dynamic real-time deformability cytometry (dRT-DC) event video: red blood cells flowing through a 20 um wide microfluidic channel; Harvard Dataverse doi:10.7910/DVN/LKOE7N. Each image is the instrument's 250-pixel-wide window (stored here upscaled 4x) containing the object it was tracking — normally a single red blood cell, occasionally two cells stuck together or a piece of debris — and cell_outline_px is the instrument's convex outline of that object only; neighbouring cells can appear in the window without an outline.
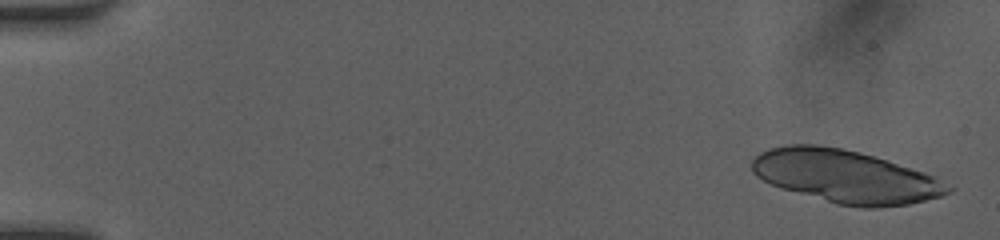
{"species": "human", "species_latin": "Homo sapiens", "temperature_condition": "room temperature", "stored_images_in_passage": 17, "camera_frame_rate_fps": 3000, "um_per_image_px": 0.085, "donor": {"sex": "female"}, "frame": {"image": 1, "passage_image": 2, "time_ms": 0.333, "image_size_px": [1000, 240], "cell_outline_px": [[952, 192], [940, 196], [908, 204], [876, 208], [864, 208], [836, 204], [780, 188], [756, 176], [752, 172], [752, 160], [760, 152], [768, 148], [784, 144], [820, 144], [860, 152], [888, 160], [940, 176], [952, 188]], "centroid_in_image_um": [71.89, 14.99], "position_along_channel_um": 13.1, "area_um2": 61.04}}